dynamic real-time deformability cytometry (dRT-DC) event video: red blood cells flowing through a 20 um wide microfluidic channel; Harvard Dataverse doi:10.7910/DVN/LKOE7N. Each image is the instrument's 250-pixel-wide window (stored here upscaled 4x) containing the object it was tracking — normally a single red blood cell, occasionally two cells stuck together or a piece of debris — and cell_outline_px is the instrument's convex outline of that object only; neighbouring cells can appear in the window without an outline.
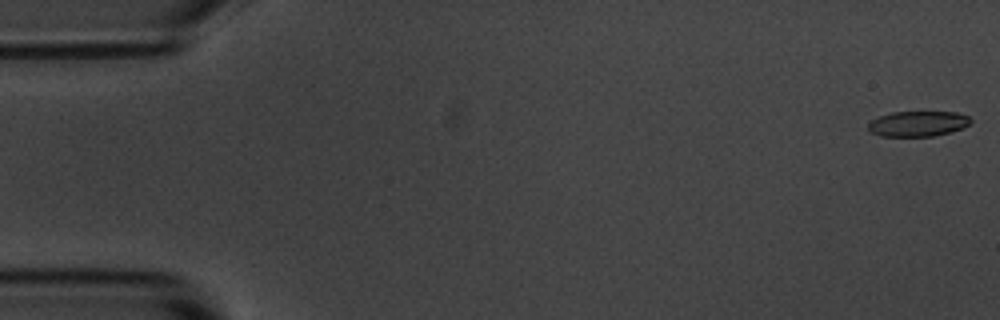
{"species": "common noctule bat (a hibernating species)", "species_latin": "Nyctalus noctula", "temperature_condition": "room temperature", "stored_images_in_passage": 11, "camera_frame_rate_fps": 3000, "um_per_image_px": 0.085, "animal": {"sex": "male", "body_mass_g": 20.1, "forearm_length_mm": 53.5}, "frame": {"image": 1, "passage_image": 1, "time_ms": 0.0, "image_size_px": [1000, 320], "cell_outline_px": [[972, 120], [964, 128], [932, 136], [880, 136], [872, 132], [868, 128], [868, 124], [872, 120], [880, 116], [892, 112], [956, 112], [968, 116]], "centroid_in_image_um": [78.03, 10.51], "position_along_channel_um": 7.0, "area_um2": 14.97}}